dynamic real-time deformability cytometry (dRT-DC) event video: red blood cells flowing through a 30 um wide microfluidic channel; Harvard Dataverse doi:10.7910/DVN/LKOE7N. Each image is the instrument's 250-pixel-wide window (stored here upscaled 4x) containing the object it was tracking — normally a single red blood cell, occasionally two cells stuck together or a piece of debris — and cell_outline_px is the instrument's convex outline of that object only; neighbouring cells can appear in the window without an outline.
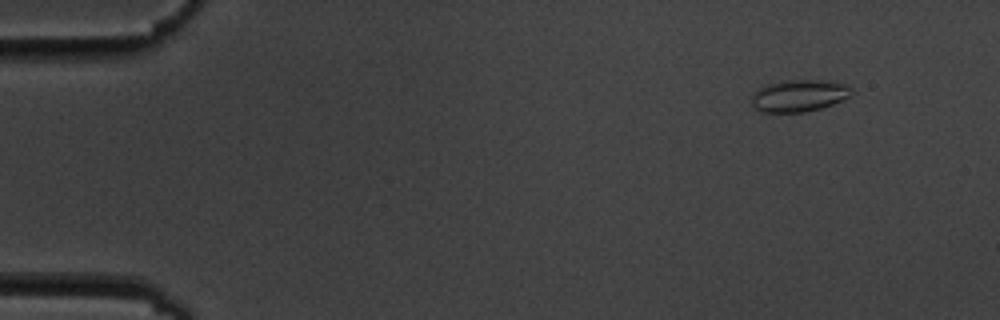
{"species": "common noctule bat (a hibernating species)", "species_latin": "Nyctalus noctula", "temperature_condition": "cold", "stored_images_in_passage": 14, "camera_frame_rate_fps": 3000, "um_per_image_px": 0.085, "animal": {"sex": "male", "body_mass_g": 19.5, "forearm_length_mm": 54.6}, "frame": {"image": 1, "passage_image": 1, "time_ms": 0.0, "image_size_px": [1000, 320], "cell_outline_px": [[852, 92], [848, 96], [832, 104], [820, 108], [804, 112], [764, 112], [756, 108], [752, 104], [752, 96], [764, 84], [788, 80], [828, 80], [848, 84], [852, 88]], "centroid_in_image_um": [67.93, 8.11], "position_along_channel_um": 17.1, "area_um2": 18.5}}
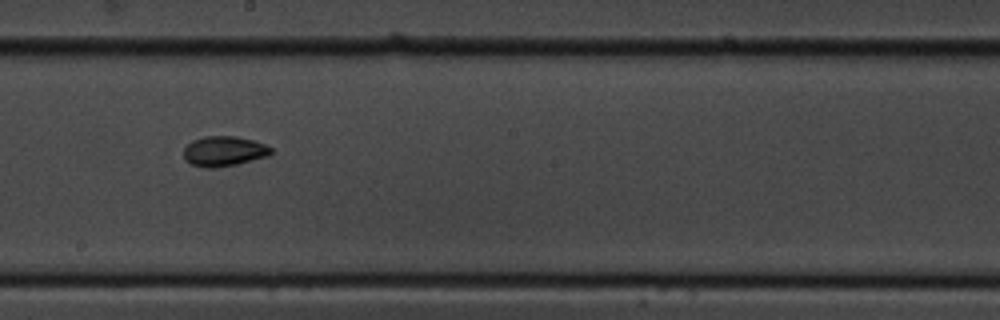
{"frame": {"image": 2, "passage_image": 8, "time_ms": 9.0, "image_size_px": [1000, 320], "cell_outline_px": [[272, 152], [268, 156], [236, 164], [216, 168], [204, 168], [192, 164], [184, 160], [184, 148], [192, 140], [204, 136], [236, 136], [252, 140], [264, 144], [272, 148]], "centroid_in_image_um": [19.01, 12.85], "position_along_channel_um": 229.2, "area_um2": 15.32}}
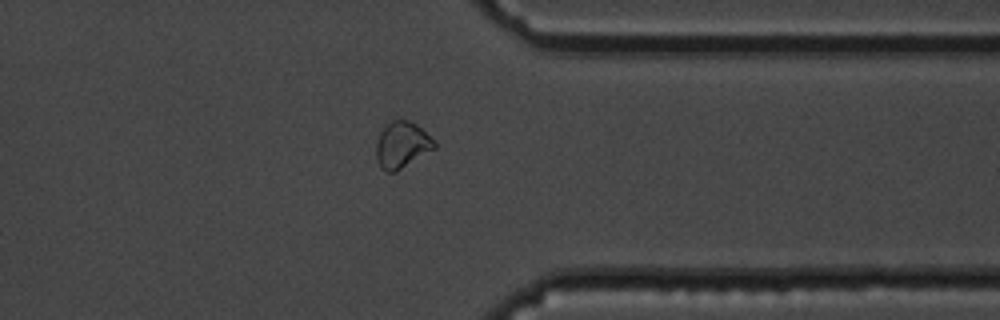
{"frame": {"image": 3, "passage_image": 12, "time_ms": 13.333, "image_size_px": [1000, 320], "cell_outline_px": [[436, 148], [396, 172], [388, 172], [380, 168], [376, 160], [376, 144], [380, 132], [392, 120], [408, 120], [416, 124], [436, 140]], "centroid_in_image_um": [34.18, 12.33], "position_along_channel_um": 377.2, "area_um2": 15.84}, "authors_computed_cell_mechanics": {"area_um2": 15.5771, "velocity_mm_per_s": 3.507, "shape_relaxation_time_tau1_ms": 2.9121, "shape_relaxation_time_tau2_ms": 8.2403, "deformation_change_tau1": 0.0848, "deformation_change_tau2": 0.0861}}